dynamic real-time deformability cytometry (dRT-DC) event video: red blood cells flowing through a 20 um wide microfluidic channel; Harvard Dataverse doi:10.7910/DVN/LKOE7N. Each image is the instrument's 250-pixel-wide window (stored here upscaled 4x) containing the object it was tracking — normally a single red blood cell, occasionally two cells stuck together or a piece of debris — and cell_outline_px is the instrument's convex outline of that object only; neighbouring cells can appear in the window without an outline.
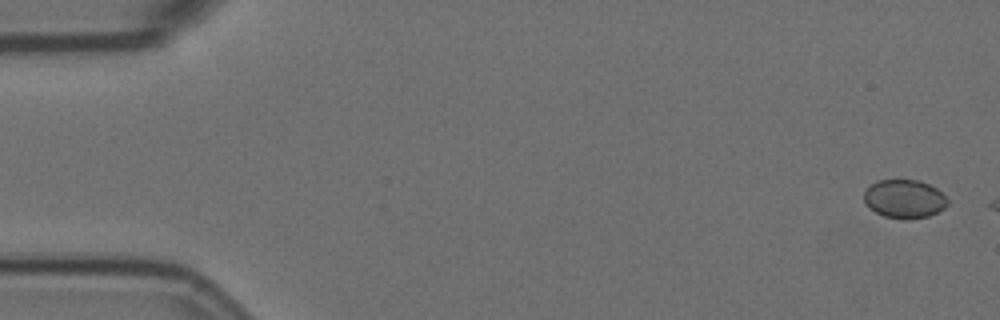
{"species": "Egyptian fruit bat (a non-hibernating species)", "species_latin": "Rousettus aegyptiacus", "temperature_condition": "room temperature", "stored_images_in_passage": 4, "camera_frame_rate_fps": 3000, "um_per_image_px": 0.085, "animal": {"sex": "female"}, "frame": {"image": 1, "passage_image": 1, "time_ms": 0.0, "image_size_px": [1000, 320], "cell_outline_px": [[948, 204], [944, 208], [928, 216], [908, 220], [904, 220], [884, 216], [868, 208], [864, 204], [864, 192], [876, 180], [920, 180], [936, 188], [948, 200]], "centroid_in_image_um": [76.85, 16.92], "position_along_channel_um": 8.2, "area_um2": 18.84}}